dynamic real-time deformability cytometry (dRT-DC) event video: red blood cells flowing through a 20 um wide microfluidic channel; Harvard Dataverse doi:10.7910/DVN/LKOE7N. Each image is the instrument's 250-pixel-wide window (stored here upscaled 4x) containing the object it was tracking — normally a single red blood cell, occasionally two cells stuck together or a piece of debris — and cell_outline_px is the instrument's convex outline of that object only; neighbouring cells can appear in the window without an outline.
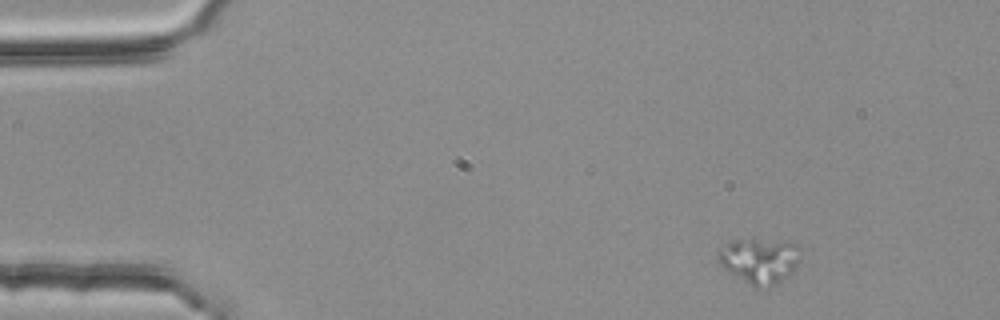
{"species": "common noctule bat (a hibernating species)", "species_latin": "Nyctalus noctula", "temperature_condition": "room temperature", "stored_images_in_passage": 3, "camera_frame_rate_fps": 3000, "um_per_image_px": 0.085, "animal": {"sex": "female", "body_mass_g": 25.1}, "frame": {"image": 1, "passage_image": 1, "time_ms": 0.0, "image_size_px": [1000, 320], "cell_outline_px": [[796, 264], [788, 276], [776, 284], [768, 288], [756, 288], [748, 284], [724, 268], [716, 260], [716, 252], [732, 240], [752, 236], [796, 244]], "centroid_in_image_um": [64.46, 22.13], "position_along_channel_um": 20.5, "area_um2": 21.91}}
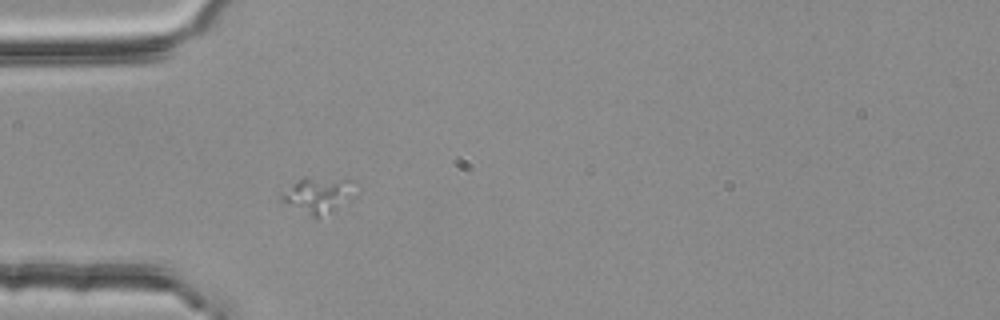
{"frame": {"image": 2, "passage_image": 3, "time_ms": 0.667, "image_size_px": [1000, 320], "cell_outline_px": [[360, 184], [352, 200], [316, 220], [280, 200], [280, 192], [304, 176], [308, 176], [356, 180]], "centroid_in_image_um": [27.13, 16.56], "position_along_channel_um": 57.9, "area_um2": 16.36}}